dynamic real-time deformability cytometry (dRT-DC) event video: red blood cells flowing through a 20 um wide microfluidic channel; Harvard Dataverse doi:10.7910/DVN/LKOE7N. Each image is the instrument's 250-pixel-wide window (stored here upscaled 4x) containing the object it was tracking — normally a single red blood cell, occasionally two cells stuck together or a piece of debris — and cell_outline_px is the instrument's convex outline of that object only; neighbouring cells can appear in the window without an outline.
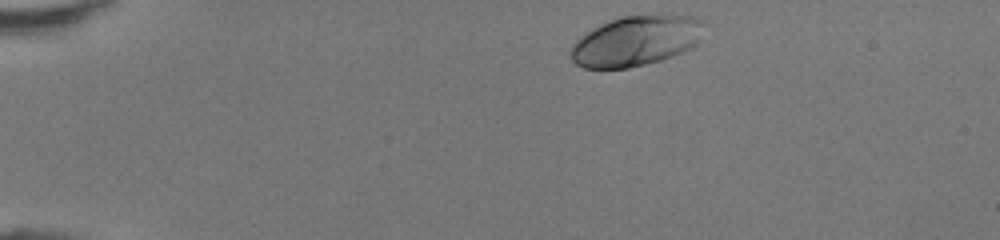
{"species": "human", "species_latin": "Homo sapiens", "temperature_condition": "room temperature", "stored_images_in_passage": 40, "camera_frame_rate_fps": 3000, "um_per_image_px": 0.085, "donor": {"sex": "female"}, "frame": {"image": 1, "passage_image": 1, "time_ms": 0.0, "image_size_px": [1000, 240], "cell_outline_px": [[700, 20], [696, 44], [692, 48], [672, 56], [660, 60], [628, 68], [584, 68], [576, 64], [572, 60], [568, 52], [572, 44], [580, 36], [592, 28], [608, 20], [620, 16], [660, 12], [668, 12], [692, 16]], "centroid_in_image_um": [53.99, 3.43], "position_along_channel_um": 31.0, "area_um2": 39.42}}
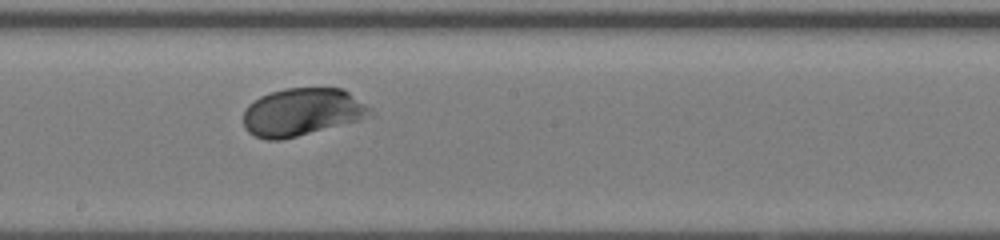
{"frame": {"image": 2, "passage_image": 20, "time_ms": 6.333, "image_size_px": [1000, 240], "cell_outline_px": [[376, 116], [280, 140], [264, 140], [252, 136], [244, 128], [244, 108], [248, 104], [260, 96], [284, 88], [344, 88], [372, 108], [376, 112]], "centroid_in_image_um": [25.71, 9.52], "position_along_channel_um": 222.5, "area_um2": 35.72}}
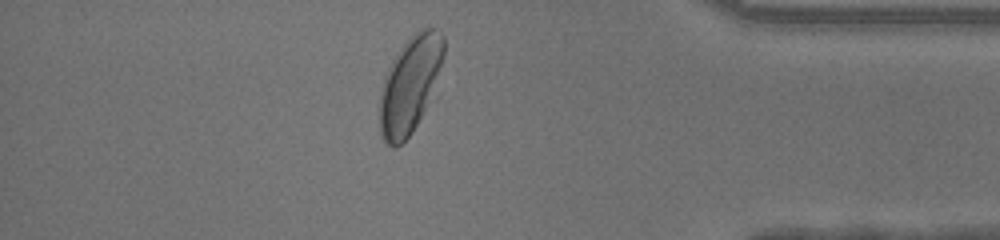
{"frame": {"image": 3, "passage_image": 34, "time_ms": 11.0, "image_size_px": [1000, 240], "cell_outline_px": [[444, 56], [424, 108], [412, 132], [396, 148], [392, 148], [380, 136], [376, 112], [380, 88], [384, 76], [392, 60], [404, 44], [416, 32], [424, 28], [436, 28], [444, 36]], "centroid_in_image_um": [34.75, 7.23], "position_along_channel_um": 400.5, "area_um2": 35.6}, "authors_computed_cell_mechanics": {"area_um2": 35.3736, "velocity_mm_per_s": 4.3139, "shape_relaxation_time_tau1_ms": 1.9216, "shape_relaxation_time_tau2_ms": null, "deformation_change_tau1": 0.1295, "deformation_change_tau2": null}}